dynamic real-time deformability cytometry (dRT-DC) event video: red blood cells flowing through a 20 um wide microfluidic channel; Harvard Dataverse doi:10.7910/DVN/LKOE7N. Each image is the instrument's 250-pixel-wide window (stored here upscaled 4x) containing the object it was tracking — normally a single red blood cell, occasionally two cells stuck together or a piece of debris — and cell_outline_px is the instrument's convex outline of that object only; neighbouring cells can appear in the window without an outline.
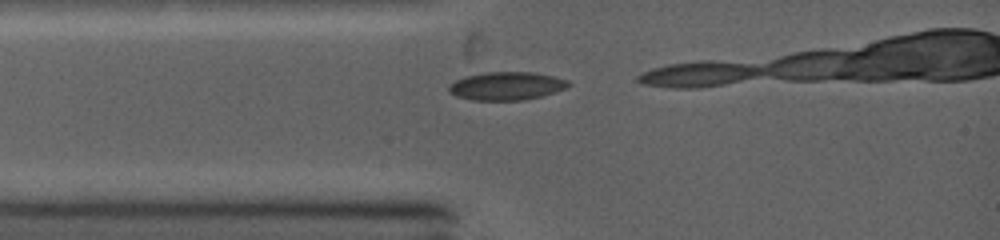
{"species": "common noctule bat (a hibernating species)", "species_latin": "Nyctalus noctula", "temperature_condition": "warm", "stored_images_in_passage": 3, "camera_frame_rate_fps": 5000, "um_per_image_px": 0.085, "animal": {"sex": "female", "body_mass_g": 19.0, "forearm_length_mm": 53.3}, "frame": {"image": 1, "passage_image": 1, "time_ms": 0.0, "image_size_px": [1000, 240], "cell_outline_px": [[572, 84], [568, 88], [540, 96], [524, 100], [472, 100], [456, 96], [448, 92], [448, 84], [464, 76], [484, 72], [536, 72], [568, 80]], "centroid_in_image_um": [43.04, 7.3], "position_along_channel_um": 42.0, "area_um2": 19.83}}